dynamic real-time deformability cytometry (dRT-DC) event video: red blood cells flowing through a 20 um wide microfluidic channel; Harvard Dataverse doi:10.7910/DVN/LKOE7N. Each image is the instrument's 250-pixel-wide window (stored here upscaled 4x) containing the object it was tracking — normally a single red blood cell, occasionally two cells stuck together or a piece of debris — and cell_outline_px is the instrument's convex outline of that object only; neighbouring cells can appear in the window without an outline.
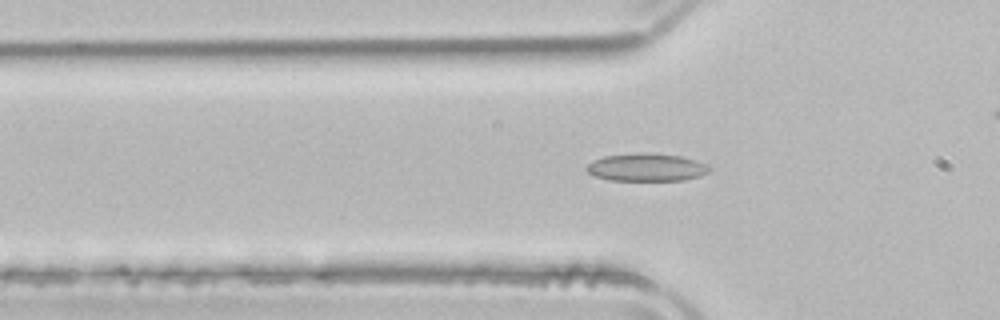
{"species": "common noctule bat (a hibernating species)", "species_latin": "Nyctalus noctula", "temperature_condition": "room temperature", "stored_images_in_passage": 39, "camera_frame_rate_fps": 3000, "um_per_image_px": 0.085, "animal": {"sex": "male", "body_mass_g": 21.5, "forearm_length_mm": 52.0}, "frame": {"image": 1, "passage_image": 3, "time_ms": 0.667, "image_size_px": [1000, 320], "cell_outline_px": [[712, 168], [708, 172], [700, 176], [684, 180], [608, 180], [592, 176], [584, 168], [592, 160], [604, 156], [640, 152], [644, 152], [680, 156], [696, 160], [708, 164]], "centroid_in_image_um": [54.93, 14.22], "position_along_channel_um": 70.9, "area_um2": 20.11}}
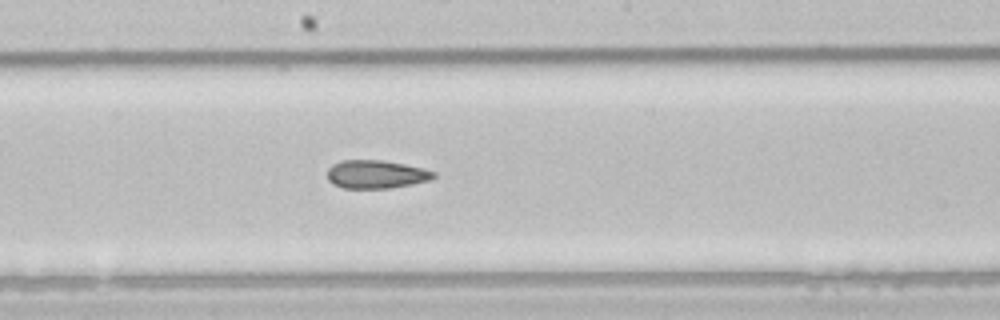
{"frame": {"image": 2, "passage_image": 14, "time_ms": 4.333, "image_size_px": [1000, 320], "cell_outline_px": [[436, 176], [432, 180], [412, 184], [388, 188], [344, 188], [332, 184], [328, 180], [328, 168], [332, 164], [340, 160], [380, 160], [404, 164], [424, 168], [436, 172]], "centroid_in_image_um": [31.98, 14.81], "position_along_channel_um": 216.2, "area_um2": 17.63}}
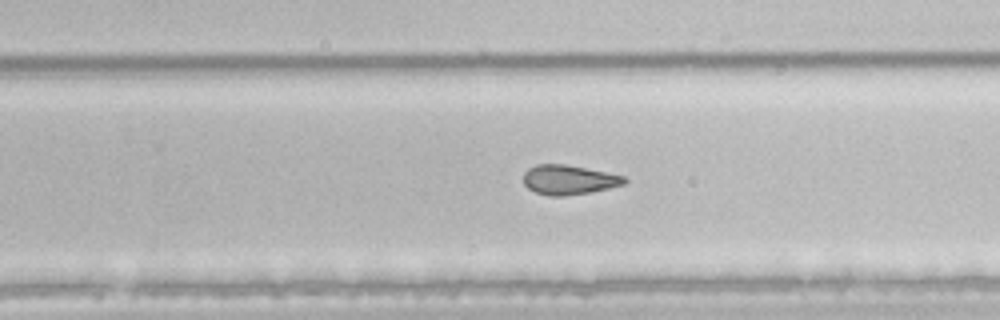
{"frame": {"image": 3, "passage_image": 19, "time_ms": 6.0, "image_size_px": [1000, 320], "cell_outline_px": [[628, 180], [624, 184], [608, 188], [588, 192], [564, 196], [548, 196], [536, 192], [528, 188], [524, 184], [524, 172], [528, 168], [536, 164], [564, 164], [624, 176]], "centroid_in_image_um": [48.31, 15.28], "position_along_channel_um": 281.5, "area_um2": 17.17}, "authors_computed_cell_mechanics": {"area_um2": 18.496, "velocity_mm_per_s": 3.9432, "shape_relaxation_time_tau1_ms": null, "shape_relaxation_time_tau2_ms": 2.6813, "deformation_change_tau1": null, "deformation_change_tau2": 0.0938}}